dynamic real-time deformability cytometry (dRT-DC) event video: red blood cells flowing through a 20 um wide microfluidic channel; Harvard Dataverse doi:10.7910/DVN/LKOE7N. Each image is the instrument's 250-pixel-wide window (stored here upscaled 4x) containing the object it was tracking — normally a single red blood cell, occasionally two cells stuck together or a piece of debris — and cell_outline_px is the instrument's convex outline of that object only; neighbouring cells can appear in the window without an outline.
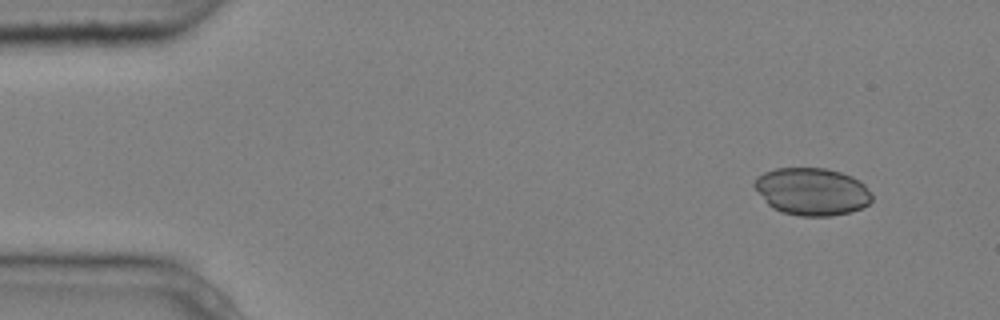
{"species": "common noctule bat (a hibernating species)", "species_latin": "Nyctalus noctula", "temperature_condition": "cold", "stored_images_in_passage": 4, "camera_frame_rate_fps": 3000, "um_per_image_px": 0.085, "animal": {"sex": "male", "body_mass_g": 20.4}, "frame": {"image": 1, "passage_image": 1, "time_ms": 0.0, "image_size_px": [1000, 320], "cell_outline_px": [[872, 200], [868, 204], [860, 208], [848, 212], [832, 216], [800, 216], [780, 212], [772, 208], [764, 200], [752, 184], [764, 172], [776, 168], [824, 168], [840, 172], [852, 176], [860, 180], [864, 184], [872, 196]], "centroid_in_image_um": [69.01, 16.28], "position_along_channel_um": 16.0, "area_um2": 32.43}}